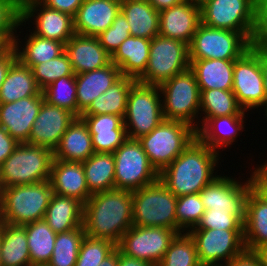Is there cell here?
<instances>
[{
  "label": "cell",
  "mask_w": 267,
  "mask_h": 266,
  "mask_svg": "<svg viewBox=\"0 0 267 266\" xmlns=\"http://www.w3.org/2000/svg\"><path fill=\"white\" fill-rule=\"evenodd\" d=\"M219 152L195 138L170 165L159 173V180L176 196L200 193L217 176ZM217 163V164H216Z\"/></svg>",
  "instance_id": "2"
},
{
  "label": "cell",
  "mask_w": 267,
  "mask_h": 266,
  "mask_svg": "<svg viewBox=\"0 0 267 266\" xmlns=\"http://www.w3.org/2000/svg\"><path fill=\"white\" fill-rule=\"evenodd\" d=\"M253 252L259 257L261 266H267V244L257 247Z\"/></svg>",
  "instance_id": "58"
},
{
  "label": "cell",
  "mask_w": 267,
  "mask_h": 266,
  "mask_svg": "<svg viewBox=\"0 0 267 266\" xmlns=\"http://www.w3.org/2000/svg\"><path fill=\"white\" fill-rule=\"evenodd\" d=\"M21 22V0H0V43L12 46ZM15 32V33H14Z\"/></svg>",
  "instance_id": "46"
},
{
  "label": "cell",
  "mask_w": 267,
  "mask_h": 266,
  "mask_svg": "<svg viewBox=\"0 0 267 266\" xmlns=\"http://www.w3.org/2000/svg\"><path fill=\"white\" fill-rule=\"evenodd\" d=\"M188 48L189 60H236L250 48V41L241 32L212 28L201 23Z\"/></svg>",
  "instance_id": "11"
},
{
  "label": "cell",
  "mask_w": 267,
  "mask_h": 266,
  "mask_svg": "<svg viewBox=\"0 0 267 266\" xmlns=\"http://www.w3.org/2000/svg\"><path fill=\"white\" fill-rule=\"evenodd\" d=\"M265 106H266V107H265L264 110H265V113H266L265 115H266V117H267V102H266Z\"/></svg>",
  "instance_id": "62"
},
{
  "label": "cell",
  "mask_w": 267,
  "mask_h": 266,
  "mask_svg": "<svg viewBox=\"0 0 267 266\" xmlns=\"http://www.w3.org/2000/svg\"><path fill=\"white\" fill-rule=\"evenodd\" d=\"M200 90H232L235 60H189Z\"/></svg>",
  "instance_id": "30"
},
{
  "label": "cell",
  "mask_w": 267,
  "mask_h": 266,
  "mask_svg": "<svg viewBox=\"0 0 267 266\" xmlns=\"http://www.w3.org/2000/svg\"><path fill=\"white\" fill-rule=\"evenodd\" d=\"M95 152L114 153L128 138L124 119L115 114L81 115Z\"/></svg>",
  "instance_id": "23"
},
{
  "label": "cell",
  "mask_w": 267,
  "mask_h": 266,
  "mask_svg": "<svg viewBox=\"0 0 267 266\" xmlns=\"http://www.w3.org/2000/svg\"><path fill=\"white\" fill-rule=\"evenodd\" d=\"M120 7L121 4L113 0H84L73 17L75 33L99 36L112 25Z\"/></svg>",
  "instance_id": "21"
},
{
  "label": "cell",
  "mask_w": 267,
  "mask_h": 266,
  "mask_svg": "<svg viewBox=\"0 0 267 266\" xmlns=\"http://www.w3.org/2000/svg\"><path fill=\"white\" fill-rule=\"evenodd\" d=\"M53 193L77 199L83 205L91 197L81 162L53 160L49 179Z\"/></svg>",
  "instance_id": "24"
},
{
  "label": "cell",
  "mask_w": 267,
  "mask_h": 266,
  "mask_svg": "<svg viewBox=\"0 0 267 266\" xmlns=\"http://www.w3.org/2000/svg\"><path fill=\"white\" fill-rule=\"evenodd\" d=\"M240 183L236 178L217 176L199 193L205 210L229 211L245 220L246 200L252 190L250 178Z\"/></svg>",
  "instance_id": "16"
},
{
  "label": "cell",
  "mask_w": 267,
  "mask_h": 266,
  "mask_svg": "<svg viewBox=\"0 0 267 266\" xmlns=\"http://www.w3.org/2000/svg\"><path fill=\"white\" fill-rule=\"evenodd\" d=\"M118 266H156L150 262L139 260L123 254L118 249Z\"/></svg>",
  "instance_id": "55"
},
{
  "label": "cell",
  "mask_w": 267,
  "mask_h": 266,
  "mask_svg": "<svg viewBox=\"0 0 267 266\" xmlns=\"http://www.w3.org/2000/svg\"><path fill=\"white\" fill-rule=\"evenodd\" d=\"M0 251L2 266H31L25 227L0 222Z\"/></svg>",
  "instance_id": "32"
},
{
  "label": "cell",
  "mask_w": 267,
  "mask_h": 266,
  "mask_svg": "<svg viewBox=\"0 0 267 266\" xmlns=\"http://www.w3.org/2000/svg\"><path fill=\"white\" fill-rule=\"evenodd\" d=\"M115 161V189L136 191L159 179L147 154L137 139H129L113 153Z\"/></svg>",
  "instance_id": "10"
},
{
  "label": "cell",
  "mask_w": 267,
  "mask_h": 266,
  "mask_svg": "<svg viewBox=\"0 0 267 266\" xmlns=\"http://www.w3.org/2000/svg\"><path fill=\"white\" fill-rule=\"evenodd\" d=\"M20 143L0 127V166L14 152Z\"/></svg>",
  "instance_id": "52"
},
{
  "label": "cell",
  "mask_w": 267,
  "mask_h": 266,
  "mask_svg": "<svg viewBox=\"0 0 267 266\" xmlns=\"http://www.w3.org/2000/svg\"><path fill=\"white\" fill-rule=\"evenodd\" d=\"M157 266H201L190 235L186 232L178 234Z\"/></svg>",
  "instance_id": "42"
},
{
  "label": "cell",
  "mask_w": 267,
  "mask_h": 266,
  "mask_svg": "<svg viewBox=\"0 0 267 266\" xmlns=\"http://www.w3.org/2000/svg\"><path fill=\"white\" fill-rule=\"evenodd\" d=\"M150 39L130 36L111 56L122 75L138 80L146 71L150 53Z\"/></svg>",
  "instance_id": "26"
},
{
  "label": "cell",
  "mask_w": 267,
  "mask_h": 266,
  "mask_svg": "<svg viewBox=\"0 0 267 266\" xmlns=\"http://www.w3.org/2000/svg\"><path fill=\"white\" fill-rule=\"evenodd\" d=\"M131 191L113 189L92 194L83 205V227L87 236L118 245L133 226Z\"/></svg>",
  "instance_id": "1"
},
{
  "label": "cell",
  "mask_w": 267,
  "mask_h": 266,
  "mask_svg": "<svg viewBox=\"0 0 267 266\" xmlns=\"http://www.w3.org/2000/svg\"><path fill=\"white\" fill-rule=\"evenodd\" d=\"M43 101L41 91L37 96L22 98L11 103H0V127L19 143H27Z\"/></svg>",
  "instance_id": "19"
},
{
  "label": "cell",
  "mask_w": 267,
  "mask_h": 266,
  "mask_svg": "<svg viewBox=\"0 0 267 266\" xmlns=\"http://www.w3.org/2000/svg\"><path fill=\"white\" fill-rule=\"evenodd\" d=\"M189 68L188 45L158 34L151 40L147 68L137 82L160 86Z\"/></svg>",
  "instance_id": "9"
},
{
  "label": "cell",
  "mask_w": 267,
  "mask_h": 266,
  "mask_svg": "<svg viewBox=\"0 0 267 266\" xmlns=\"http://www.w3.org/2000/svg\"><path fill=\"white\" fill-rule=\"evenodd\" d=\"M137 80L122 75L111 87L98 96L81 115L115 114L124 119L131 87Z\"/></svg>",
  "instance_id": "35"
},
{
  "label": "cell",
  "mask_w": 267,
  "mask_h": 266,
  "mask_svg": "<svg viewBox=\"0 0 267 266\" xmlns=\"http://www.w3.org/2000/svg\"><path fill=\"white\" fill-rule=\"evenodd\" d=\"M23 226L26 229L31 266L47 265L52 257L57 234L44 219Z\"/></svg>",
  "instance_id": "39"
},
{
  "label": "cell",
  "mask_w": 267,
  "mask_h": 266,
  "mask_svg": "<svg viewBox=\"0 0 267 266\" xmlns=\"http://www.w3.org/2000/svg\"><path fill=\"white\" fill-rule=\"evenodd\" d=\"M250 181L252 190L267 203V168L264 165L255 167Z\"/></svg>",
  "instance_id": "50"
},
{
  "label": "cell",
  "mask_w": 267,
  "mask_h": 266,
  "mask_svg": "<svg viewBox=\"0 0 267 266\" xmlns=\"http://www.w3.org/2000/svg\"><path fill=\"white\" fill-rule=\"evenodd\" d=\"M244 221L229 211L205 210L200 222L192 229H243Z\"/></svg>",
  "instance_id": "48"
},
{
  "label": "cell",
  "mask_w": 267,
  "mask_h": 266,
  "mask_svg": "<svg viewBox=\"0 0 267 266\" xmlns=\"http://www.w3.org/2000/svg\"><path fill=\"white\" fill-rule=\"evenodd\" d=\"M244 116L232 115L209 118L196 131L197 138L212 150L228 147L244 130ZM222 131V132H221Z\"/></svg>",
  "instance_id": "29"
},
{
  "label": "cell",
  "mask_w": 267,
  "mask_h": 266,
  "mask_svg": "<svg viewBox=\"0 0 267 266\" xmlns=\"http://www.w3.org/2000/svg\"><path fill=\"white\" fill-rule=\"evenodd\" d=\"M0 253H1V251H0ZM1 255V254H0ZM0 266H2V263H1V256H0Z\"/></svg>",
  "instance_id": "65"
},
{
  "label": "cell",
  "mask_w": 267,
  "mask_h": 266,
  "mask_svg": "<svg viewBox=\"0 0 267 266\" xmlns=\"http://www.w3.org/2000/svg\"><path fill=\"white\" fill-rule=\"evenodd\" d=\"M158 12L178 5L184 0H147Z\"/></svg>",
  "instance_id": "56"
},
{
  "label": "cell",
  "mask_w": 267,
  "mask_h": 266,
  "mask_svg": "<svg viewBox=\"0 0 267 266\" xmlns=\"http://www.w3.org/2000/svg\"><path fill=\"white\" fill-rule=\"evenodd\" d=\"M243 240L245 249L249 251L267 244V203L253 190L246 200Z\"/></svg>",
  "instance_id": "31"
},
{
  "label": "cell",
  "mask_w": 267,
  "mask_h": 266,
  "mask_svg": "<svg viewBox=\"0 0 267 266\" xmlns=\"http://www.w3.org/2000/svg\"><path fill=\"white\" fill-rule=\"evenodd\" d=\"M4 48V46L0 43V50H2Z\"/></svg>",
  "instance_id": "63"
},
{
  "label": "cell",
  "mask_w": 267,
  "mask_h": 266,
  "mask_svg": "<svg viewBox=\"0 0 267 266\" xmlns=\"http://www.w3.org/2000/svg\"><path fill=\"white\" fill-rule=\"evenodd\" d=\"M100 266H118V248L108 255Z\"/></svg>",
  "instance_id": "59"
},
{
  "label": "cell",
  "mask_w": 267,
  "mask_h": 266,
  "mask_svg": "<svg viewBox=\"0 0 267 266\" xmlns=\"http://www.w3.org/2000/svg\"><path fill=\"white\" fill-rule=\"evenodd\" d=\"M92 138L87 125L80 117L69 125L54 149V159L83 163L94 154Z\"/></svg>",
  "instance_id": "27"
},
{
  "label": "cell",
  "mask_w": 267,
  "mask_h": 266,
  "mask_svg": "<svg viewBox=\"0 0 267 266\" xmlns=\"http://www.w3.org/2000/svg\"><path fill=\"white\" fill-rule=\"evenodd\" d=\"M200 111L204 114L201 123L204 124L209 118L245 115L244 109L239 105L237 98L232 90H200Z\"/></svg>",
  "instance_id": "38"
},
{
  "label": "cell",
  "mask_w": 267,
  "mask_h": 266,
  "mask_svg": "<svg viewBox=\"0 0 267 266\" xmlns=\"http://www.w3.org/2000/svg\"><path fill=\"white\" fill-rule=\"evenodd\" d=\"M197 138L191 125L173 120H163L149 134L138 139L150 164L160 173Z\"/></svg>",
  "instance_id": "5"
},
{
  "label": "cell",
  "mask_w": 267,
  "mask_h": 266,
  "mask_svg": "<svg viewBox=\"0 0 267 266\" xmlns=\"http://www.w3.org/2000/svg\"><path fill=\"white\" fill-rule=\"evenodd\" d=\"M113 1H116V2H118V3H120V4H122V3H124V2L127 1V0H113Z\"/></svg>",
  "instance_id": "61"
},
{
  "label": "cell",
  "mask_w": 267,
  "mask_h": 266,
  "mask_svg": "<svg viewBox=\"0 0 267 266\" xmlns=\"http://www.w3.org/2000/svg\"><path fill=\"white\" fill-rule=\"evenodd\" d=\"M159 87L163 94L162 111L164 120L185 122L198 130L195 119L200 111L201 91L195 73L189 68L176 74ZM195 121V122H194Z\"/></svg>",
  "instance_id": "7"
},
{
  "label": "cell",
  "mask_w": 267,
  "mask_h": 266,
  "mask_svg": "<svg viewBox=\"0 0 267 266\" xmlns=\"http://www.w3.org/2000/svg\"><path fill=\"white\" fill-rule=\"evenodd\" d=\"M117 245L106 239H95L85 235L83 238L75 266H100Z\"/></svg>",
  "instance_id": "45"
},
{
  "label": "cell",
  "mask_w": 267,
  "mask_h": 266,
  "mask_svg": "<svg viewBox=\"0 0 267 266\" xmlns=\"http://www.w3.org/2000/svg\"><path fill=\"white\" fill-rule=\"evenodd\" d=\"M131 193L133 226L164 227L176 231L177 197L159 179Z\"/></svg>",
  "instance_id": "6"
},
{
  "label": "cell",
  "mask_w": 267,
  "mask_h": 266,
  "mask_svg": "<svg viewBox=\"0 0 267 266\" xmlns=\"http://www.w3.org/2000/svg\"><path fill=\"white\" fill-rule=\"evenodd\" d=\"M187 233L195 242L201 266H224L245 250L243 229H190Z\"/></svg>",
  "instance_id": "13"
},
{
  "label": "cell",
  "mask_w": 267,
  "mask_h": 266,
  "mask_svg": "<svg viewBox=\"0 0 267 266\" xmlns=\"http://www.w3.org/2000/svg\"><path fill=\"white\" fill-rule=\"evenodd\" d=\"M45 6L75 16L84 0H39Z\"/></svg>",
  "instance_id": "51"
},
{
  "label": "cell",
  "mask_w": 267,
  "mask_h": 266,
  "mask_svg": "<svg viewBox=\"0 0 267 266\" xmlns=\"http://www.w3.org/2000/svg\"><path fill=\"white\" fill-rule=\"evenodd\" d=\"M53 150L20 143L0 166V189L50 179Z\"/></svg>",
  "instance_id": "4"
},
{
  "label": "cell",
  "mask_w": 267,
  "mask_h": 266,
  "mask_svg": "<svg viewBox=\"0 0 267 266\" xmlns=\"http://www.w3.org/2000/svg\"><path fill=\"white\" fill-rule=\"evenodd\" d=\"M263 165L267 168V161H265V163Z\"/></svg>",
  "instance_id": "64"
},
{
  "label": "cell",
  "mask_w": 267,
  "mask_h": 266,
  "mask_svg": "<svg viewBox=\"0 0 267 266\" xmlns=\"http://www.w3.org/2000/svg\"><path fill=\"white\" fill-rule=\"evenodd\" d=\"M56 233H64L83 226V204L75 198L53 193L44 216Z\"/></svg>",
  "instance_id": "28"
},
{
  "label": "cell",
  "mask_w": 267,
  "mask_h": 266,
  "mask_svg": "<svg viewBox=\"0 0 267 266\" xmlns=\"http://www.w3.org/2000/svg\"><path fill=\"white\" fill-rule=\"evenodd\" d=\"M86 184L91 194L115 189L113 153L95 152L82 163Z\"/></svg>",
  "instance_id": "36"
},
{
  "label": "cell",
  "mask_w": 267,
  "mask_h": 266,
  "mask_svg": "<svg viewBox=\"0 0 267 266\" xmlns=\"http://www.w3.org/2000/svg\"><path fill=\"white\" fill-rule=\"evenodd\" d=\"M258 60L263 75L264 92L267 98V54L258 52Z\"/></svg>",
  "instance_id": "57"
},
{
  "label": "cell",
  "mask_w": 267,
  "mask_h": 266,
  "mask_svg": "<svg viewBox=\"0 0 267 266\" xmlns=\"http://www.w3.org/2000/svg\"><path fill=\"white\" fill-rule=\"evenodd\" d=\"M17 59L14 46H7L0 50V89L12 63Z\"/></svg>",
  "instance_id": "53"
},
{
  "label": "cell",
  "mask_w": 267,
  "mask_h": 266,
  "mask_svg": "<svg viewBox=\"0 0 267 266\" xmlns=\"http://www.w3.org/2000/svg\"><path fill=\"white\" fill-rule=\"evenodd\" d=\"M121 76L120 69L112 62L103 68L76 74L78 117Z\"/></svg>",
  "instance_id": "25"
},
{
  "label": "cell",
  "mask_w": 267,
  "mask_h": 266,
  "mask_svg": "<svg viewBox=\"0 0 267 266\" xmlns=\"http://www.w3.org/2000/svg\"><path fill=\"white\" fill-rule=\"evenodd\" d=\"M120 11L127 18L131 36L152 40L159 34V12L147 0H127Z\"/></svg>",
  "instance_id": "33"
},
{
  "label": "cell",
  "mask_w": 267,
  "mask_h": 266,
  "mask_svg": "<svg viewBox=\"0 0 267 266\" xmlns=\"http://www.w3.org/2000/svg\"><path fill=\"white\" fill-rule=\"evenodd\" d=\"M200 9L204 25L241 32L251 41L256 21L255 0H210Z\"/></svg>",
  "instance_id": "12"
},
{
  "label": "cell",
  "mask_w": 267,
  "mask_h": 266,
  "mask_svg": "<svg viewBox=\"0 0 267 266\" xmlns=\"http://www.w3.org/2000/svg\"><path fill=\"white\" fill-rule=\"evenodd\" d=\"M204 212L205 208L199 193L177 197L176 231L179 234L187 233L196 227Z\"/></svg>",
  "instance_id": "43"
},
{
  "label": "cell",
  "mask_w": 267,
  "mask_h": 266,
  "mask_svg": "<svg viewBox=\"0 0 267 266\" xmlns=\"http://www.w3.org/2000/svg\"><path fill=\"white\" fill-rule=\"evenodd\" d=\"M200 24L201 9L190 0L159 12V35L188 46Z\"/></svg>",
  "instance_id": "20"
},
{
  "label": "cell",
  "mask_w": 267,
  "mask_h": 266,
  "mask_svg": "<svg viewBox=\"0 0 267 266\" xmlns=\"http://www.w3.org/2000/svg\"><path fill=\"white\" fill-rule=\"evenodd\" d=\"M224 266H261V264L259 257L253 251L245 249Z\"/></svg>",
  "instance_id": "54"
},
{
  "label": "cell",
  "mask_w": 267,
  "mask_h": 266,
  "mask_svg": "<svg viewBox=\"0 0 267 266\" xmlns=\"http://www.w3.org/2000/svg\"><path fill=\"white\" fill-rule=\"evenodd\" d=\"M76 116L69 110L51 105L45 100L41 105L27 144L54 149Z\"/></svg>",
  "instance_id": "18"
},
{
  "label": "cell",
  "mask_w": 267,
  "mask_h": 266,
  "mask_svg": "<svg viewBox=\"0 0 267 266\" xmlns=\"http://www.w3.org/2000/svg\"><path fill=\"white\" fill-rule=\"evenodd\" d=\"M190 1L193 2L198 7H202L204 4H206L210 0H190Z\"/></svg>",
  "instance_id": "60"
},
{
  "label": "cell",
  "mask_w": 267,
  "mask_h": 266,
  "mask_svg": "<svg viewBox=\"0 0 267 266\" xmlns=\"http://www.w3.org/2000/svg\"><path fill=\"white\" fill-rule=\"evenodd\" d=\"M33 17H36L33 34L41 38L66 44L75 34L74 20L71 15L51 9L39 0H21V22L26 23L30 19L33 20Z\"/></svg>",
  "instance_id": "17"
},
{
  "label": "cell",
  "mask_w": 267,
  "mask_h": 266,
  "mask_svg": "<svg viewBox=\"0 0 267 266\" xmlns=\"http://www.w3.org/2000/svg\"><path fill=\"white\" fill-rule=\"evenodd\" d=\"M232 91L244 111L265 107L267 98L258 52L251 47L234 62Z\"/></svg>",
  "instance_id": "15"
},
{
  "label": "cell",
  "mask_w": 267,
  "mask_h": 266,
  "mask_svg": "<svg viewBox=\"0 0 267 266\" xmlns=\"http://www.w3.org/2000/svg\"><path fill=\"white\" fill-rule=\"evenodd\" d=\"M41 91L31 68L17 58L9 68L1 85L0 103H11L22 98L37 96Z\"/></svg>",
  "instance_id": "34"
},
{
  "label": "cell",
  "mask_w": 267,
  "mask_h": 266,
  "mask_svg": "<svg viewBox=\"0 0 267 266\" xmlns=\"http://www.w3.org/2000/svg\"><path fill=\"white\" fill-rule=\"evenodd\" d=\"M18 37L19 35L15 36L13 42L17 58L29 68H32L36 64L56 58L65 51L64 43L53 39L41 38L32 32L29 37L27 36L28 39L25 38L26 45L24 44L23 47L19 46L21 41Z\"/></svg>",
  "instance_id": "37"
},
{
  "label": "cell",
  "mask_w": 267,
  "mask_h": 266,
  "mask_svg": "<svg viewBox=\"0 0 267 266\" xmlns=\"http://www.w3.org/2000/svg\"><path fill=\"white\" fill-rule=\"evenodd\" d=\"M250 47L267 54V0L256 2V21Z\"/></svg>",
  "instance_id": "49"
},
{
  "label": "cell",
  "mask_w": 267,
  "mask_h": 266,
  "mask_svg": "<svg viewBox=\"0 0 267 266\" xmlns=\"http://www.w3.org/2000/svg\"><path fill=\"white\" fill-rule=\"evenodd\" d=\"M158 86L136 82L127 99L124 125L129 139L149 134L163 120L162 99ZM161 99V100H160Z\"/></svg>",
  "instance_id": "8"
},
{
  "label": "cell",
  "mask_w": 267,
  "mask_h": 266,
  "mask_svg": "<svg viewBox=\"0 0 267 266\" xmlns=\"http://www.w3.org/2000/svg\"><path fill=\"white\" fill-rule=\"evenodd\" d=\"M53 194L49 180L0 189V222L12 225L44 219Z\"/></svg>",
  "instance_id": "3"
},
{
  "label": "cell",
  "mask_w": 267,
  "mask_h": 266,
  "mask_svg": "<svg viewBox=\"0 0 267 266\" xmlns=\"http://www.w3.org/2000/svg\"><path fill=\"white\" fill-rule=\"evenodd\" d=\"M130 36V26L127 18L120 11L112 25L97 37L103 48L112 56L120 44Z\"/></svg>",
  "instance_id": "47"
},
{
  "label": "cell",
  "mask_w": 267,
  "mask_h": 266,
  "mask_svg": "<svg viewBox=\"0 0 267 266\" xmlns=\"http://www.w3.org/2000/svg\"><path fill=\"white\" fill-rule=\"evenodd\" d=\"M65 52L74 74L103 68L111 63V55L98 37L74 34L65 44Z\"/></svg>",
  "instance_id": "22"
},
{
  "label": "cell",
  "mask_w": 267,
  "mask_h": 266,
  "mask_svg": "<svg viewBox=\"0 0 267 266\" xmlns=\"http://www.w3.org/2000/svg\"><path fill=\"white\" fill-rule=\"evenodd\" d=\"M86 233L80 226L71 231L58 233L48 266H75L79 249Z\"/></svg>",
  "instance_id": "40"
},
{
  "label": "cell",
  "mask_w": 267,
  "mask_h": 266,
  "mask_svg": "<svg viewBox=\"0 0 267 266\" xmlns=\"http://www.w3.org/2000/svg\"><path fill=\"white\" fill-rule=\"evenodd\" d=\"M31 70L41 90L61 77L75 75L65 51L56 58L34 65Z\"/></svg>",
  "instance_id": "44"
},
{
  "label": "cell",
  "mask_w": 267,
  "mask_h": 266,
  "mask_svg": "<svg viewBox=\"0 0 267 266\" xmlns=\"http://www.w3.org/2000/svg\"><path fill=\"white\" fill-rule=\"evenodd\" d=\"M44 100L69 110L78 117V103L76 97V74L74 76L61 77L42 90Z\"/></svg>",
  "instance_id": "41"
},
{
  "label": "cell",
  "mask_w": 267,
  "mask_h": 266,
  "mask_svg": "<svg viewBox=\"0 0 267 266\" xmlns=\"http://www.w3.org/2000/svg\"><path fill=\"white\" fill-rule=\"evenodd\" d=\"M179 233L164 227H130L117 248L125 255L158 265Z\"/></svg>",
  "instance_id": "14"
}]
</instances>
